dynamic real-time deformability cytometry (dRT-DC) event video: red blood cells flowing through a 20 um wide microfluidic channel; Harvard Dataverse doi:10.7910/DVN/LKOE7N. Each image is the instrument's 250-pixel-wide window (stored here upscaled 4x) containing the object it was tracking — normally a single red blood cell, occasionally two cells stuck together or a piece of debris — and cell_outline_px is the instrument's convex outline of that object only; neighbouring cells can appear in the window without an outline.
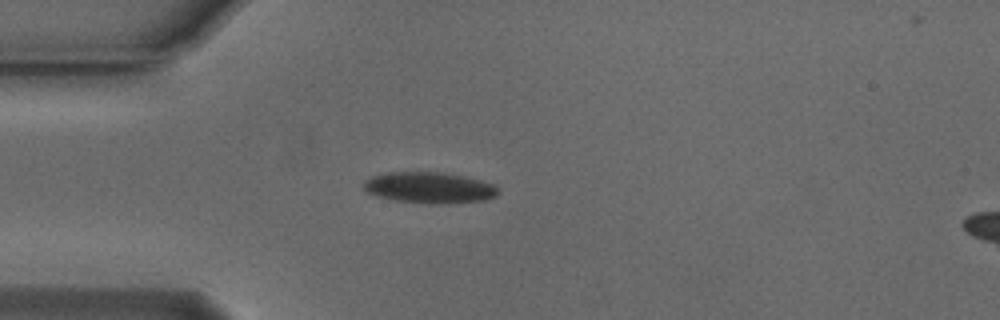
{"species": "Egyptian fruit bat (a non-hibernating species)", "species_latin": "Rousettus aegyptiacus", "temperature_condition": "cold", "stored_images_in_passage": 42, "camera_frame_rate_fps": 3000, "um_per_image_px": 0.085, "animal": {"sex": "male"}, "frame": {"image": 1, "passage_image": 1, "time_ms": 0.0, "image_size_px": [1000, 320], "cell_outline_px": [[500, 192], [496, 196], [484, 200], [448, 204], [428, 204], [396, 200], [376, 196], [368, 192], [364, 188], [364, 180], [372, 176], [388, 172], [444, 172], [480, 180], [496, 184]], "centroid_in_image_um": [36.53, 15.95], "position_along_channel_um": 48.5, "area_um2": 24.57}}
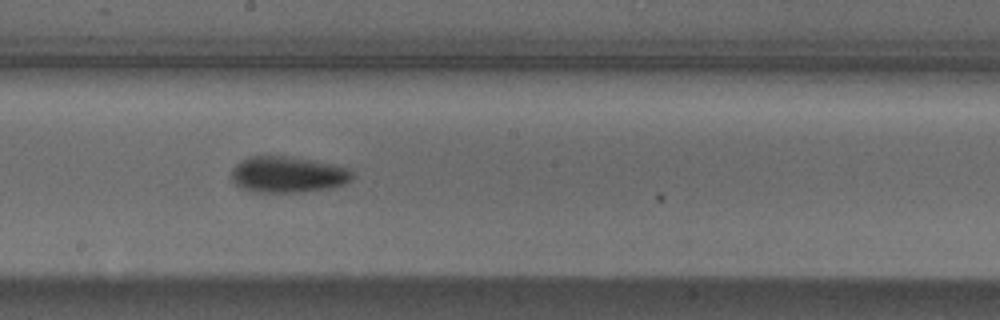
{"frame": {"image": 2, "passage_image": 16, "time_ms": 5.0, "image_size_px": [1000, 320], "cell_outline_px": [[352, 176], [344, 184], [332, 188], [300, 192], [252, 192], [240, 188], [232, 180], [232, 168], [236, 164], [248, 156], [288, 156], [312, 160], [332, 164], [348, 168], [352, 172]], "centroid_in_image_um": [24.43, 14.84], "position_along_channel_um": 223.8, "area_um2": 25.49}}
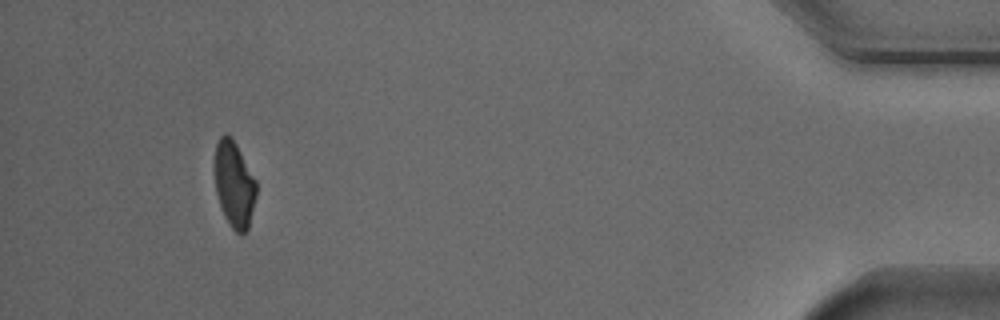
{"frame": {"image": 3, "passage_image": 37, "time_ms": 12.0, "image_size_px": [1000, 320], "cell_outline_px": [[256, 196], [248, 228], [244, 232], [236, 232], [232, 228], [224, 216], [216, 192], [212, 168], [216, 144], [220, 136], [224, 132], [228, 132], [232, 136], [256, 180]], "centroid_in_image_um": [19.86, 15.58], "position_along_channel_um": 415.3, "area_um2": 21.27}, "authors_computed_cell_mechanics": {"area_um2": 23.409, "velocity_mm_per_s": 3.7574, "shape_relaxation_time_tau1_ms": 3.9786, "shape_relaxation_time_tau2_ms": 8.738, "deformation_change_tau1": 0.1432, "deformation_change_tau2": 0.1166}}